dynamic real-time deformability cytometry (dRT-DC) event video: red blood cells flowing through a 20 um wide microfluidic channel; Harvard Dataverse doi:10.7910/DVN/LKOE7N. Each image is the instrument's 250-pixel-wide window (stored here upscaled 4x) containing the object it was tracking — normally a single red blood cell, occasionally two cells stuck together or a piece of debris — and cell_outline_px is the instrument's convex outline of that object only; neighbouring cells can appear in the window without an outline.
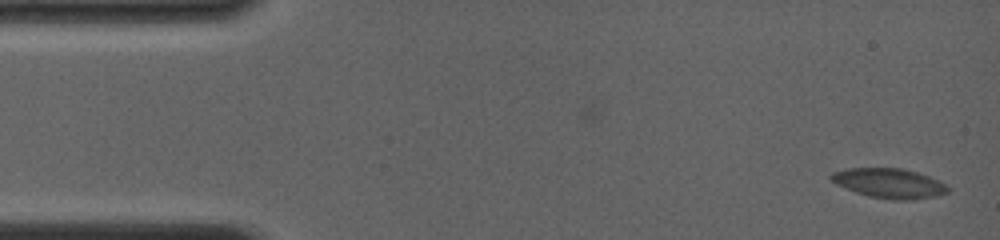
{"species": "common noctule bat (a hibernating species)", "species_latin": "Nyctalus noctula", "temperature_condition": "room temperature", "stored_images_in_passage": 28, "camera_frame_rate_fps": 4000, "um_per_image_px": 0.085, "animal": {"sex": "female", "body_mass_g": 19.0, "forearm_length_mm": 56.7}, "frame": {"image": 1, "passage_image": 1, "time_ms": 0.0, "image_size_px": [1000, 240], "cell_outline_px": [[948, 192], [936, 196], [912, 200], [892, 200], [868, 196], [856, 192], [836, 184], [828, 176], [832, 172], [848, 168], [900, 168], [916, 172], [940, 180], [948, 184]], "centroid_in_image_um": [75.6, 15.58], "position_along_channel_um": 9.4, "area_um2": 20.29}}